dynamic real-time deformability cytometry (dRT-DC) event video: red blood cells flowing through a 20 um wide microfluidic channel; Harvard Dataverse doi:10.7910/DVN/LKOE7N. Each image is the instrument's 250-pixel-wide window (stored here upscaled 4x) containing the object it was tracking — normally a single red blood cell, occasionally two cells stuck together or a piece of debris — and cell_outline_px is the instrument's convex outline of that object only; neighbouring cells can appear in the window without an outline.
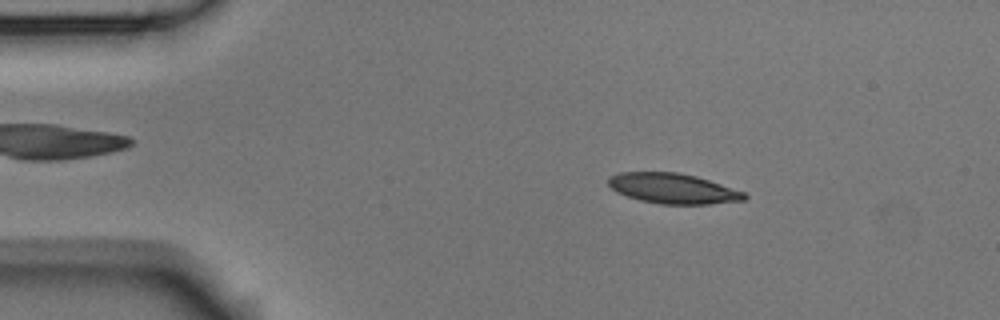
{"species": "Egyptian fruit bat (a non-hibernating species)", "species_latin": "Rousettus aegyptiacus", "temperature_condition": "room temperature", "stored_images_in_passage": 4, "camera_frame_rate_fps": 3000, "um_per_image_px": 0.085, "animal": {"sex": "male"}, "frame": {"image": 1, "passage_image": 1, "time_ms": 0.0, "image_size_px": [1000, 320], "cell_outline_px": [[748, 196], [744, 200], [708, 204], [660, 204], [640, 200], [616, 192], [608, 184], [608, 176], [620, 172], [680, 172], [696, 176], [744, 192]], "centroid_in_image_um": [57.17, 16.01], "position_along_channel_um": 27.8, "area_um2": 23.87}}
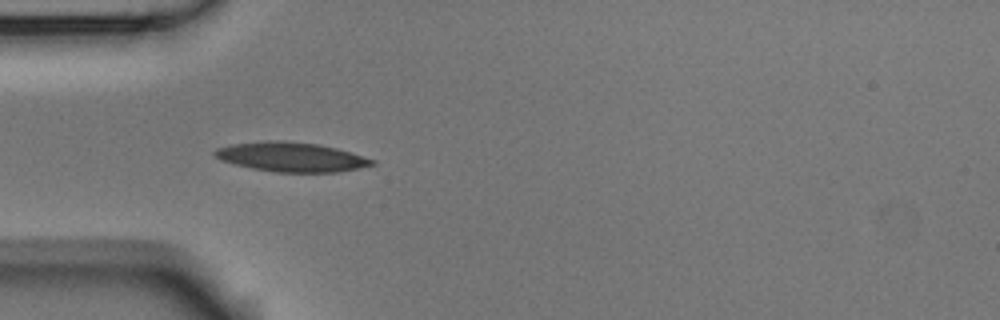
{"frame": {"image": 2, "passage_image": 3, "time_ms": 0.667, "image_size_px": [1000, 320], "cell_outline_px": [[376, 164], [340, 172], [276, 172], [252, 168], [220, 160], [212, 152], [216, 148], [232, 144], [264, 140], [280, 140], [316, 144], [336, 148], [352, 152], [376, 160]], "centroid_in_image_um": [24.77, 13.34], "position_along_channel_um": 60.2, "area_um2": 26.99}}
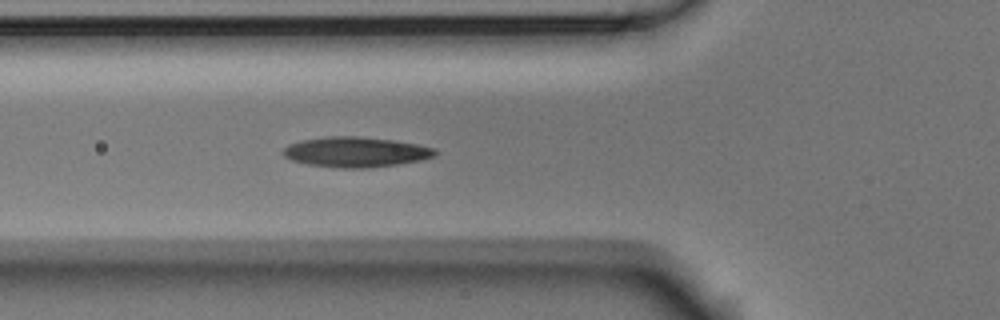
{"frame": {"image": 3, "passage_image": 4, "time_ms": 1.0, "image_size_px": [1000, 320], "cell_outline_px": [[440, 152], [436, 156], [420, 160], [400, 164], [368, 168], [340, 168], [308, 164], [292, 160], [284, 156], [280, 152], [288, 144], [300, 140], [328, 136], [360, 136], [396, 140], [436, 148]], "centroid_in_image_um": [30.26, 12.91], "position_along_channel_um": 95.5, "area_um2": 27.11}}